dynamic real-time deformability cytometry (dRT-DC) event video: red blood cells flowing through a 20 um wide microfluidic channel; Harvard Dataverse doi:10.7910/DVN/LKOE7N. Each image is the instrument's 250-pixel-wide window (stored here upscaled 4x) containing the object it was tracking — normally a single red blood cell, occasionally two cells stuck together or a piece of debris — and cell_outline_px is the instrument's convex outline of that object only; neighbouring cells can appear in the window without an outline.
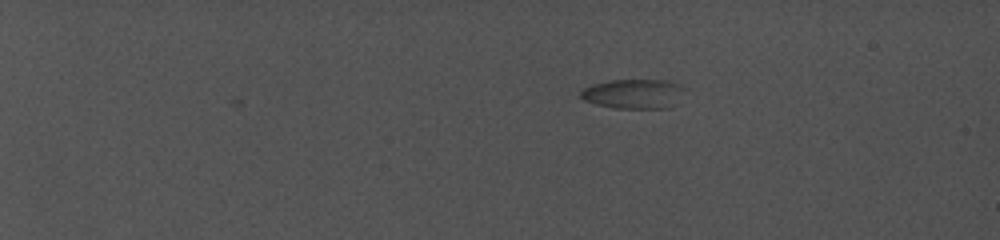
{"species": "common noctule bat (a hibernating species)", "species_latin": "Nyctalus noctula", "temperature_condition": "cold", "stored_images_in_passage": 5, "camera_frame_rate_fps": 5000, "um_per_image_px": 0.085, "animal": {"sex": "female", "body_mass_g": 19.0, "forearm_length_mm": 56.7}, "frame": {"image": 1, "passage_image": 5, "time_ms": 4.6, "image_size_px": [1000, 240], "cell_outline_px": [[684, 88], [668, 108], [616, 108], [596, 104], [584, 100], [580, 96], [580, 92], [584, 88], [608, 80], [664, 80], [676, 84]], "centroid_in_image_um": [53.77, 7.97], "position_along_channel_um": 31.2, "area_um2": 17.28}}